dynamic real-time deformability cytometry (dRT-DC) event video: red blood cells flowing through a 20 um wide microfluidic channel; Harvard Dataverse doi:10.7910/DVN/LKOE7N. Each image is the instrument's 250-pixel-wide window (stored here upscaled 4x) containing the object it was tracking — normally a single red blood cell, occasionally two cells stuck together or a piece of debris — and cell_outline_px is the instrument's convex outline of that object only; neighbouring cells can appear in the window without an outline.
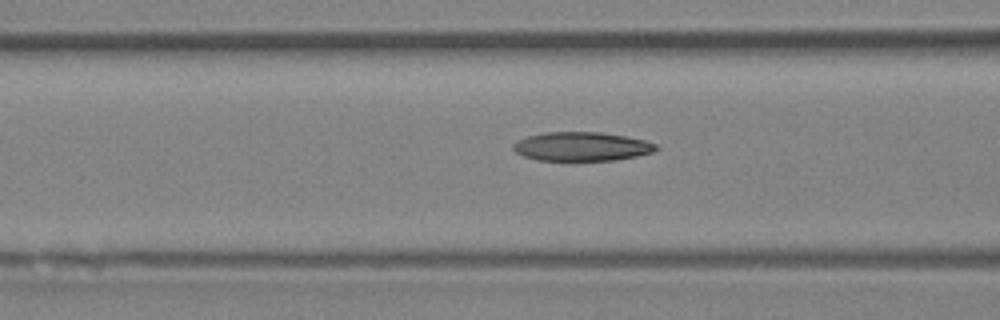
{"species": "Egyptian fruit bat (a non-hibernating species)", "species_latin": "Rousettus aegyptiacus", "temperature_condition": "room temperature", "stored_images_in_passage": 4, "camera_frame_rate_fps": 3000, "um_per_image_px": 0.085, "animal": {"sex": "female"}, "frame": {"image": 1, "passage_image": 4, "time_ms": 3.667, "image_size_px": [1000, 320], "cell_outline_px": [[660, 148], [652, 152], [636, 156], [616, 160], [536, 160], [524, 156], [516, 152], [512, 148], [512, 144], [516, 140], [528, 136], [544, 132], [600, 132], [624, 136], [644, 140], [656, 144]], "centroid_in_image_um": [49.42, 12.45], "position_along_channel_um": 117.2, "area_um2": 24.04}}